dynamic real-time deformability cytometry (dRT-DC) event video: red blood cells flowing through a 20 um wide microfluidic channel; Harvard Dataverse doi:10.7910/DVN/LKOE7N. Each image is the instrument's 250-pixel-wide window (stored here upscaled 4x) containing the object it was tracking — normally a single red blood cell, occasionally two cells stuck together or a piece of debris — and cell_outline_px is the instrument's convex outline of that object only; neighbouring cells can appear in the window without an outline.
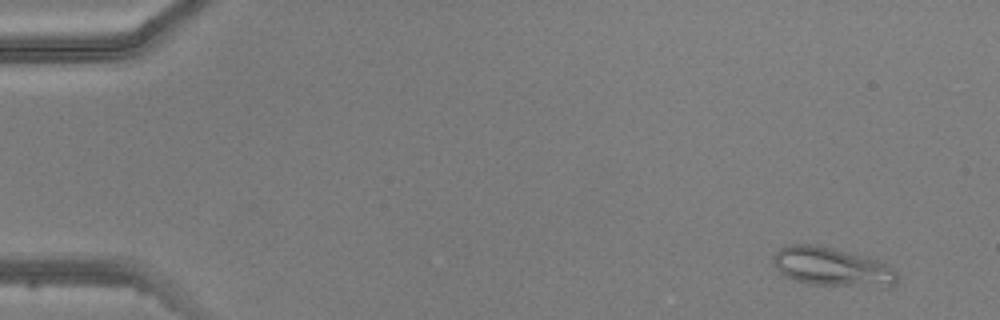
{"species": "common noctule bat (a hibernating species)", "species_latin": "Nyctalus noctula", "temperature_condition": "warm", "stored_images_in_passage": 4, "camera_frame_rate_fps": 3000, "um_per_image_px": 0.085, "animal": {"sex": "male", "body_mass_g": 20.5, "forearm_length_mm": 52.5}, "frame": {"image": 1, "passage_image": 1, "time_ms": 0.0, "image_size_px": [1000, 320], "cell_outline_px": [[896, 284], [884, 288], [880, 288], [808, 284], [792, 280], [784, 276], [772, 264], [772, 256], [780, 248], [788, 244], [816, 244], [864, 256], [888, 264], [896, 272]], "centroid_in_image_um": [70.7, 22.71], "position_along_channel_um": 14.3, "area_um2": 28.55}}